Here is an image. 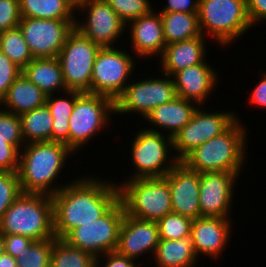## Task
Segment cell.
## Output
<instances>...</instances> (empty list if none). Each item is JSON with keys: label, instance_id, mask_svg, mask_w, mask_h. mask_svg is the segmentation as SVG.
Wrapping results in <instances>:
<instances>
[{"label": "cell", "instance_id": "cell-1", "mask_svg": "<svg viewBox=\"0 0 266 267\" xmlns=\"http://www.w3.org/2000/svg\"><path fill=\"white\" fill-rule=\"evenodd\" d=\"M78 179L51 196L56 238L63 239L72 229L102 217L119 200L116 183L89 176Z\"/></svg>", "mask_w": 266, "mask_h": 267}, {"label": "cell", "instance_id": "cell-2", "mask_svg": "<svg viewBox=\"0 0 266 267\" xmlns=\"http://www.w3.org/2000/svg\"><path fill=\"white\" fill-rule=\"evenodd\" d=\"M73 154L66 144L60 142L40 141L24 144L20 150L17 170L21 192L50 196L56 194L66 184L57 186L54 180L66 166L68 156Z\"/></svg>", "mask_w": 266, "mask_h": 267}, {"label": "cell", "instance_id": "cell-3", "mask_svg": "<svg viewBox=\"0 0 266 267\" xmlns=\"http://www.w3.org/2000/svg\"><path fill=\"white\" fill-rule=\"evenodd\" d=\"M237 119L226 131L189 152L182 160L189 169L203 172H240L245 162L247 133Z\"/></svg>", "mask_w": 266, "mask_h": 267}, {"label": "cell", "instance_id": "cell-4", "mask_svg": "<svg viewBox=\"0 0 266 267\" xmlns=\"http://www.w3.org/2000/svg\"><path fill=\"white\" fill-rule=\"evenodd\" d=\"M0 233L23 235L33 241L54 239L52 197L21 193L0 219Z\"/></svg>", "mask_w": 266, "mask_h": 267}, {"label": "cell", "instance_id": "cell-5", "mask_svg": "<svg viewBox=\"0 0 266 267\" xmlns=\"http://www.w3.org/2000/svg\"><path fill=\"white\" fill-rule=\"evenodd\" d=\"M198 19L201 34L208 32L224 47L253 27L247 13V0H200Z\"/></svg>", "mask_w": 266, "mask_h": 267}, {"label": "cell", "instance_id": "cell-6", "mask_svg": "<svg viewBox=\"0 0 266 267\" xmlns=\"http://www.w3.org/2000/svg\"><path fill=\"white\" fill-rule=\"evenodd\" d=\"M117 184L125 214L137 219L158 221L172 212L171 192L164 177L138 178Z\"/></svg>", "mask_w": 266, "mask_h": 267}, {"label": "cell", "instance_id": "cell-7", "mask_svg": "<svg viewBox=\"0 0 266 267\" xmlns=\"http://www.w3.org/2000/svg\"><path fill=\"white\" fill-rule=\"evenodd\" d=\"M163 133L162 129L156 130L152 125V128L140 129L135 134L131 148L135 172L127 180L165 177L179 162L175 153L169 155L173 148L172 137Z\"/></svg>", "mask_w": 266, "mask_h": 267}, {"label": "cell", "instance_id": "cell-8", "mask_svg": "<svg viewBox=\"0 0 266 267\" xmlns=\"http://www.w3.org/2000/svg\"><path fill=\"white\" fill-rule=\"evenodd\" d=\"M114 100L99 94L76 91V102L69 118V148L80 151L111 122ZM106 125V127H105ZM89 140V141H88Z\"/></svg>", "mask_w": 266, "mask_h": 267}, {"label": "cell", "instance_id": "cell-9", "mask_svg": "<svg viewBox=\"0 0 266 267\" xmlns=\"http://www.w3.org/2000/svg\"><path fill=\"white\" fill-rule=\"evenodd\" d=\"M124 215L125 210L119 199L102 217L72 229L63 240L98 258L115 251Z\"/></svg>", "mask_w": 266, "mask_h": 267}, {"label": "cell", "instance_id": "cell-10", "mask_svg": "<svg viewBox=\"0 0 266 267\" xmlns=\"http://www.w3.org/2000/svg\"><path fill=\"white\" fill-rule=\"evenodd\" d=\"M100 49L76 28L68 35L57 57L67 90L90 93L93 65Z\"/></svg>", "mask_w": 266, "mask_h": 267}, {"label": "cell", "instance_id": "cell-11", "mask_svg": "<svg viewBox=\"0 0 266 267\" xmlns=\"http://www.w3.org/2000/svg\"><path fill=\"white\" fill-rule=\"evenodd\" d=\"M134 62L130 53L120 51L115 46L101 47L93 65L90 93L115 101L130 83L127 80L136 68Z\"/></svg>", "mask_w": 266, "mask_h": 267}, {"label": "cell", "instance_id": "cell-12", "mask_svg": "<svg viewBox=\"0 0 266 267\" xmlns=\"http://www.w3.org/2000/svg\"><path fill=\"white\" fill-rule=\"evenodd\" d=\"M176 96L173 77L167 74L163 78L133 80L114 101V114L132 112L145 119L155 107L172 101Z\"/></svg>", "mask_w": 266, "mask_h": 267}, {"label": "cell", "instance_id": "cell-13", "mask_svg": "<svg viewBox=\"0 0 266 267\" xmlns=\"http://www.w3.org/2000/svg\"><path fill=\"white\" fill-rule=\"evenodd\" d=\"M197 106L190 121L173 138V148L181 161L189 152L226 131L238 118L234 112H208Z\"/></svg>", "mask_w": 266, "mask_h": 267}, {"label": "cell", "instance_id": "cell-14", "mask_svg": "<svg viewBox=\"0 0 266 267\" xmlns=\"http://www.w3.org/2000/svg\"><path fill=\"white\" fill-rule=\"evenodd\" d=\"M76 19H37L21 17L18 27L33 58L58 57Z\"/></svg>", "mask_w": 266, "mask_h": 267}, {"label": "cell", "instance_id": "cell-15", "mask_svg": "<svg viewBox=\"0 0 266 267\" xmlns=\"http://www.w3.org/2000/svg\"><path fill=\"white\" fill-rule=\"evenodd\" d=\"M78 11L82 15L86 12V21L81 23L77 18L75 28L101 47H114L125 32L126 24L105 0H84L76 6Z\"/></svg>", "mask_w": 266, "mask_h": 267}, {"label": "cell", "instance_id": "cell-16", "mask_svg": "<svg viewBox=\"0 0 266 267\" xmlns=\"http://www.w3.org/2000/svg\"><path fill=\"white\" fill-rule=\"evenodd\" d=\"M238 175V173L219 171L200 173L201 217L230 218L232 195Z\"/></svg>", "mask_w": 266, "mask_h": 267}, {"label": "cell", "instance_id": "cell-17", "mask_svg": "<svg viewBox=\"0 0 266 267\" xmlns=\"http://www.w3.org/2000/svg\"><path fill=\"white\" fill-rule=\"evenodd\" d=\"M164 178L171 192L172 212L193 220L200 218V173L179 161Z\"/></svg>", "mask_w": 266, "mask_h": 267}, {"label": "cell", "instance_id": "cell-18", "mask_svg": "<svg viewBox=\"0 0 266 267\" xmlns=\"http://www.w3.org/2000/svg\"><path fill=\"white\" fill-rule=\"evenodd\" d=\"M159 240L157 221L137 219L125 214L115 251L131 259L146 255V252L154 255Z\"/></svg>", "mask_w": 266, "mask_h": 267}, {"label": "cell", "instance_id": "cell-19", "mask_svg": "<svg viewBox=\"0 0 266 267\" xmlns=\"http://www.w3.org/2000/svg\"><path fill=\"white\" fill-rule=\"evenodd\" d=\"M221 217H200L194 219L191 226V239L197 257L200 254L219 258L226 249L231 237V219Z\"/></svg>", "mask_w": 266, "mask_h": 267}, {"label": "cell", "instance_id": "cell-20", "mask_svg": "<svg viewBox=\"0 0 266 267\" xmlns=\"http://www.w3.org/2000/svg\"><path fill=\"white\" fill-rule=\"evenodd\" d=\"M130 24V25H129ZM130 27L131 50L138 58L161 57L166 43L163 35L161 15L152 9L149 13L126 24ZM141 56V57H140Z\"/></svg>", "mask_w": 266, "mask_h": 267}, {"label": "cell", "instance_id": "cell-21", "mask_svg": "<svg viewBox=\"0 0 266 267\" xmlns=\"http://www.w3.org/2000/svg\"><path fill=\"white\" fill-rule=\"evenodd\" d=\"M208 65L206 60L195 66L183 69L173 75L176 95L185 100L193 101L198 106L209 100L218 82L217 72Z\"/></svg>", "mask_w": 266, "mask_h": 267}, {"label": "cell", "instance_id": "cell-22", "mask_svg": "<svg viewBox=\"0 0 266 267\" xmlns=\"http://www.w3.org/2000/svg\"><path fill=\"white\" fill-rule=\"evenodd\" d=\"M206 52L203 35L166 45L160 57L162 73L172 77L183 69L200 64L206 59Z\"/></svg>", "mask_w": 266, "mask_h": 267}, {"label": "cell", "instance_id": "cell-23", "mask_svg": "<svg viewBox=\"0 0 266 267\" xmlns=\"http://www.w3.org/2000/svg\"><path fill=\"white\" fill-rule=\"evenodd\" d=\"M193 101L176 96L172 101L155 107L146 116L145 120L150 124L162 128L169 136L178 133L191 119L197 109Z\"/></svg>", "mask_w": 266, "mask_h": 267}, {"label": "cell", "instance_id": "cell-24", "mask_svg": "<svg viewBox=\"0 0 266 267\" xmlns=\"http://www.w3.org/2000/svg\"><path fill=\"white\" fill-rule=\"evenodd\" d=\"M47 95L21 73L1 99V109L21 115L46 104ZM7 107V108H5Z\"/></svg>", "mask_w": 266, "mask_h": 267}, {"label": "cell", "instance_id": "cell-25", "mask_svg": "<svg viewBox=\"0 0 266 267\" xmlns=\"http://www.w3.org/2000/svg\"><path fill=\"white\" fill-rule=\"evenodd\" d=\"M22 73L47 96L67 91L57 57L34 58L22 69Z\"/></svg>", "mask_w": 266, "mask_h": 267}, {"label": "cell", "instance_id": "cell-26", "mask_svg": "<svg viewBox=\"0 0 266 267\" xmlns=\"http://www.w3.org/2000/svg\"><path fill=\"white\" fill-rule=\"evenodd\" d=\"M154 259L157 267H194L198 260L191 237L160 239Z\"/></svg>", "mask_w": 266, "mask_h": 267}, {"label": "cell", "instance_id": "cell-27", "mask_svg": "<svg viewBox=\"0 0 266 267\" xmlns=\"http://www.w3.org/2000/svg\"><path fill=\"white\" fill-rule=\"evenodd\" d=\"M64 94L68 98L57 97L55 94L47 96L46 105L53 116L51 141L60 142L69 147V118L76 102V91L67 90Z\"/></svg>", "mask_w": 266, "mask_h": 267}, {"label": "cell", "instance_id": "cell-28", "mask_svg": "<svg viewBox=\"0 0 266 267\" xmlns=\"http://www.w3.org/2000/svg\"><path fill=\"white\" fill-rule=\"evenodd\" d=\"M166 45L201 36L198 13H160Z\"/></svg>", "mask_w": 266, "mask_h": 267}, {"label": "cell", "instance_id": "cell-29", "mask_svg": "<svg viewBox=\"0 0 266 267\" xmlns=\"http://www.w3.org/2000/svg\"><path fill=\"white\" fill-rule=\"evenodd\" d=\"M21 17L37 19H76V6L70 0H19Z\"/></svg>", "mask_w": 266, "mask_h": 267}, {"label": "cell", "instance_id": "cell-30", "mask_svg": "<svg viewBox=\"0 0 266 267\" xmlns=\"http://www.w3.org/2000/svg\"><path fill=\"white\" fill-rule=\"evenodd\" d=\"M20 120L25 144L51 141L53 116L46 104L21 114Z\"/></svg>", "mask_w": 266, "mask_h": 267}, {"label": "cell", "instance_id": "cell-31", "mask_svg": "<svg viewBox=\"0 0 266 267\" xmlns=\"http://www.w3.org/2000/svg\"><path fill=\"white\" fill-rule=\"evenodd\" d=\"M95 262L92 254L69 245L63 239H53L50 267H90Z\"/></svg>", "mask_w": 266, "mask_h": 267}, {"label": "cell", "instance_id": "cell-32", "mask_svg": "<svg viewBox=\"0 0 266 267\" xmlns=\"http://www.w3.org/2000/svg\"><path fill=\"white\" fill-rule=\"evenodd\" d=\"M0 50L21 69L34 59L19 27L0 33Z\"/></svg>", "mask_w": 266, "mask_h": 267}, {"label": "cell", "instance_id": "cell-33", "mask_svg": "<svg viewBox=\"0 0 266 267\" xmlns=\"http://www.w3.org/2000/svg\"><path fill=\"white\" fill-rule=\"evenodd\" d=\"M53 239L33 241L25 251L15 258L17 267H50Z\"/></svg>", "mask_w": 266, "mask_h": 267}, {"label": "cell", "instance_id": "cell-34", "mask_svg": "<svg viewBox=\"0 0 266 267\" xmlns=\"http://www.w3.org/2000/svg\"><path fill=\"white\" fill-rule=\"evenodd\" d=\"M193 219L170 212L157 221L160 239H183L190 237Z\"/></svg>", "mask_w": 266, "mask_h": 267}, {"label": "cell", "instance_id": "cell-35", "mask_svg": "<svg viewBox=\"0 0 266 267\" xmlns=\"http://www.w3.org/2000/svg\"><path fill=\"white\" fill-rule=\"evenodd\" d=\"M125 23L139 18L152 10L150 0H105Z\"/></svg>", "mask_w": 266, "mask_h": 267}, {"label": "cell", "instance_id": "cell-36", "mask_svg": "<svg viewBox=\"0 0 266 267\" xmlns=\"http://www.w3.org/2000/svg\"><path fill=\"white\" fill-rule=\"evenodd\" d=\"M21 193L17 171H0V219Z\"/></svg>", "mask_w": 266, "mask_h": 267}, {"label": "cell", "instance_id": "cell-37", "mask_svg": "<svg viewBox=\"0 0 266 267\" xmlns=\"http://www.w3.org/2000/svg\"><path fill=\"white\" fill-rule=\"evenodd\" d=\"M0 137L8 139V143L14 145L19 151L23 148L25 143L20 115L0 109Z\"/></svg>", "mask_w": 266, "mask_h": 267}, {"label": "cell", "instance_id": "cell-38", "mask_svg": "<svg viewBox=\"0 0 266 267\" xmlns=\"http://www.w3.org/2000/svg\"><path fill=\"white\" fill-rule=\"evenodd\" d=\"M20 20L19 0H0V33L18 27Z\"/></svg>", "mask_w": 266, "mask_h": 267}, {"label": "cell", "instance_id": "cell-39", "mask_svg": "<svg viewBox=\"0 0 266 267\" xmlns=\"http://www.w3.org/2000/svg\"><path fill=\"white\" fill-rule=\"evenodd\" d=\"M21 73L22 69L0 50V101Z\"/></svg>", "mask_w": 266, "mask_h": 267}, {"label": "cell", "instance_id": "cell-40", "mask_svg": "<svg viewBox=\"0 0 266 267\" xmlns=\"http://www.w3.org/2000/svg\"><path fill=\"white\" fill-rule=\"evenodd\" d=\"M20 151L8 139L0 137V171L16 172L19 166Z\"/></svg>", "mask_w": 266, "mask_h": 267}, {"label": "cell", "instance_id": "cell-41", "mask_svg": "<svg viewBox=\"0 0 266 267\" xmlns=\"http://www.w3.org/2000/svg\"><path fill=\"white\" fill-rule=\"evenodd\" d=\"M5 253L17 258L28 248L33 240L29 237L17 234H3Z\"/></svg>", "mask_w": 266, "mask_h": 267}, {"label": "cell", "instance_id": "cell-42", "mask_svg": "<svg viewBox=\"0 0 266 267\" xmlns=\"http://www.w3.org/2000/svg\"><path fill=\"white\" fill-rule=\"evenodd\" d=\"M200 0H167L165 7L159 13H198Z\"/></svg>", "mask_w": 266, "mask_h": 267}, {"label": "cell", "instance_id": "cell-43", "mask_svg": "<svg viewBox=\"0 0 266 267\" xmlns=\"http://www.w3.org/2000/svg\"><path fill=\"white\" fill-rule=\"evenodd\" d=\"M101 257H103L105 260L102 261L101 259L103 258ZM96 261L100 264L101 267H137V266H140L139 264L136 265V263L134 262V259L123 256L117 253L116 251L103 254L102 256L96 258Z\"/></svg>", "mask_w": 266, "mask_h": 267}, {"label": "cell", "instance_id": "cell-44", "mask_svg": "<svg viewBox=\"0 0 266 267\" xmlns=\"http://www.w3.org/2000/svg\"><path fill=\"white\" fill-rule=\"evenodd\" d=\"M247 13L252 26L266 20V0H247Z\"/></svg>", "mask_w": 266, "mask_h": 267}, {"label": "cell", "instance_id": "cell-45", "mask_svg": "<svg viewBox=\"0 0 266 267\" xmlns=\"http://www.w3.org/2000/svg\"><path fill=\"white\" fill-rule=\"evenodd\" d=\"M260 82L254 87L250 94V101L252 105L266 108V73L263 72Z\"/></svg>", "mask_w": 266, "mask_h": 267}, {"label": "cell", "instance_id": "cell-46", "mask_svg": "<svg viewBox=\"0 0 266 267\" xmlns=\"http://www.w3.org/2000/svg\"><path fill=\"white\" fill-rule=\"evenodd\" d=\"M0 267H17L16 259L4 253L0 256Z\"/></svg>", "mask_w": 266, "mask_h": 267}, {"label": "cell", "instance_id": "cell-47", "mask_svg": "<svg viewBox=\"0 0 266 267\" xmlns=\"http://www.w3.org/2000/svg\"><path fill=\"white\" fill-rule=\"evenodd\" d=\"M5 253V243L3 239V234L0 233V256Z\"/></svg>", "mask_w": 266, "mask_h": 267}, {"label": "cell", "instance_id": "cell-48", "mask_svg": "<svg viewBox=\"0 0 266 267\" xmlns=\"http://www.w3.org/2000/svg\"><path fill=\"white\" fill-rule=\"evenodd\" d=\"M75 6L79 5L82 3L84 0H70Z\"/></svg>", "mask_w": 266, "mask_h": 267}, {"label": "cell", "instance_id": "cell-49", "mask_svg": "<svg viewBox=\"0 0 266 267\" xmlns=\"http://www.w3.org/2000/svg\"><path fill=\"white\" fill-rule=\"evenodd\" d=\"M90 267H101L100 264L96 261Z\"/></svg>", "mask_w": 266, "mask_h": 267}]
</instances>
